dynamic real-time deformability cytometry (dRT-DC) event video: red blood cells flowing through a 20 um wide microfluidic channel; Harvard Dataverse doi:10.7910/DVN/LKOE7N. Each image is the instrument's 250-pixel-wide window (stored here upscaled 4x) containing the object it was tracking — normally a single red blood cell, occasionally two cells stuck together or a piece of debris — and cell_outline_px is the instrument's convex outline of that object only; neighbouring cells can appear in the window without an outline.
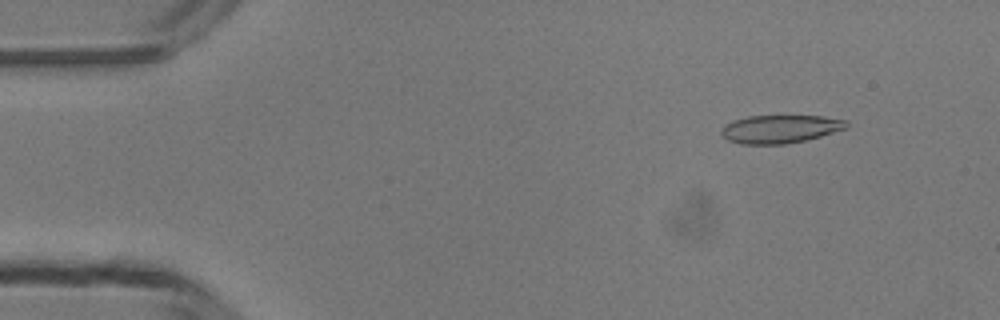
{"species": "common noctule bat (a hibernating species)", "species_latin": "Nyctalus noctula", "temperature_condition": "room temperature", "stored_images_in_passage": 25, "camera_frame_rate_fps": 3000, "um_per_image_px": 0.085, "animal": {"sex": "male", "body_mass_g": 13.3}, "frame": {"image": 1, "passage_image": 5, "time_ms": 1.333, "image_size_px": [1000, 320], "cell_outline_px": [[848, 128], [820, 136], [804, 140], [784, 144], [740, 144], [728, 140], [720, 132], [724, 124], [732, 120], [748, 116], [824, 116], [848, 120]], "centroid_in_image_um": [66.31, 10.96], "position_along_channel_um": 18.7, "area_um2": 20.58}}
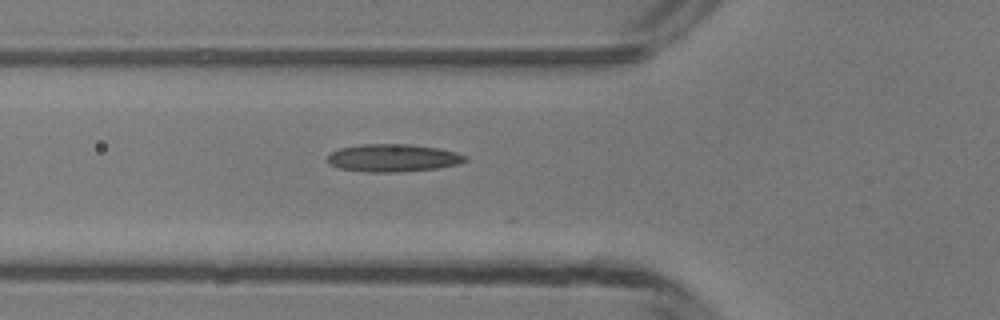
{"frame": {"image": 2, "passage_image": 17, "time_ms": 5.333, "image_size_px": [1000, 320], "cell_outline_px": [[468, 160], [460, 164], [440, 168], [400, 172], [364, 172], [340, 168], [328, 164], [328, 156], [332, 152], [340, 148], [360, 144], [412, 144], [440, 148], [456, 152], [468, 156]], "centroid_in_image_um": [33.46, 13.42], "position_along_channel_um": 92.3, "area_um2": 22.54}}
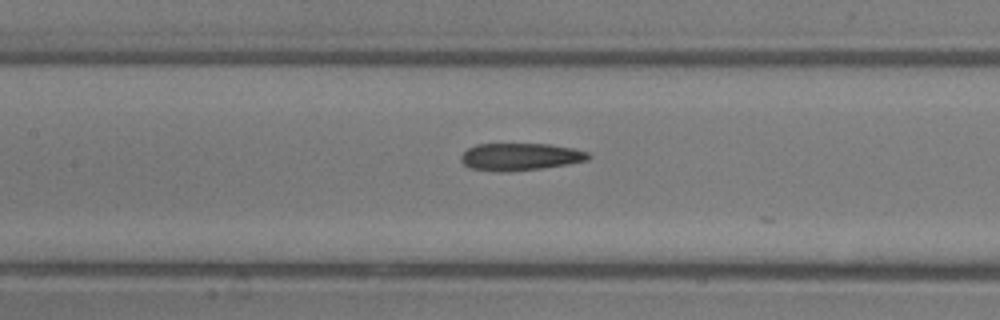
{"frame": {"image": 3, "passage_image": 22, "time_ms": 7.0, "image_size_px": [1000, 320], "cell_outline_px": [[592, 156], [588, 160], [568, 164], [540, 168], [504, 172], [500, 172], [468, 168], [460, 160], [460, 156], [468, 148], [476, 144], [548, 144], [572, 148], [588, 152]], "centroid_in_image_um": [44.2, 13.32], "position_along_channel_um": 163.2, "area_um2": 20.29}}